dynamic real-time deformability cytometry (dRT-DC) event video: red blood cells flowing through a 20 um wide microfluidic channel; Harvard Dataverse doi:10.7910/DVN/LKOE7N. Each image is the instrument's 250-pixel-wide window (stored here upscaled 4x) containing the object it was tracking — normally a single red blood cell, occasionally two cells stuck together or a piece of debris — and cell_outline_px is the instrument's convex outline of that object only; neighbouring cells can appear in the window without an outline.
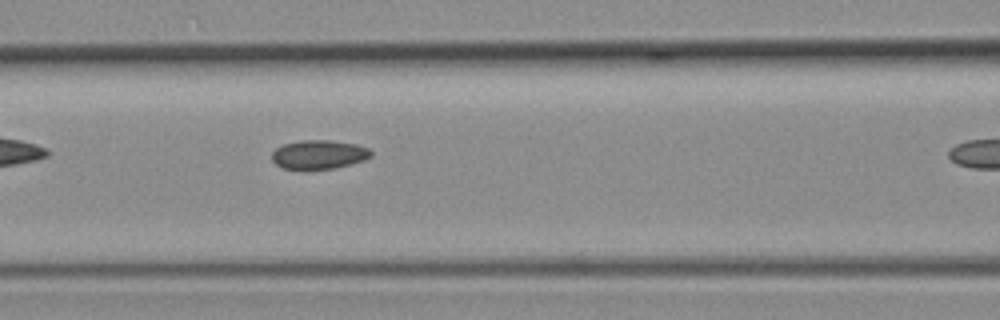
{"species": "common noctule bat (a hibernating species)", "species_latin": "Nyctalus noctula", "temperature_condition": "room temperature", "stored_images_in_passage": 10, "camera_frame_rate_fps": 3000, "um_per_image_px": 0.085, "animal": {"sex": "female", "body_mass_g": 19.3, "forearm_length_mm": 54.1}, "frame": {"image": 1, "passage_image": 6, "time_ms": 1.667, "image_size_px": [1000, 320], "cell_outline_px": [[372, 156], [364, 160], [352, 164], [336, 168], [300, 172], [284, 168], [276, 164], [272, 160], [272, 152], [276, 148], [284, 144], [300, 140], [328, 140], [356, 144], [368, 148], [372, 152]], "centroid_in_image_um": [27.08, 13.17], "position_along_channel_um": 139.5, "area_um2": 17.28}}
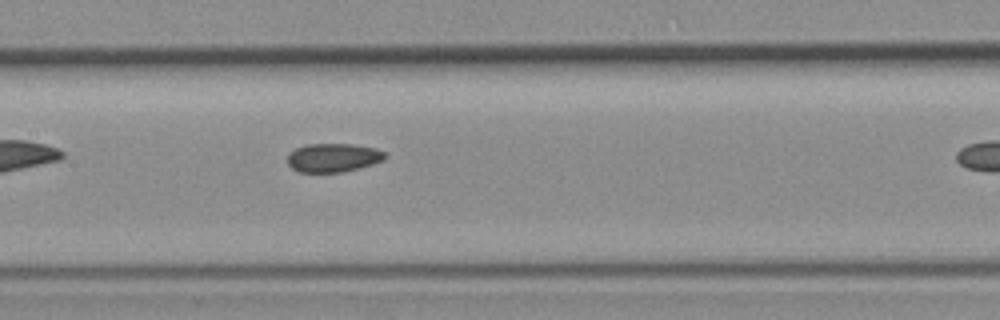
{"frame": {"image": 2, "passage_image": 9, "time_ms": 2.667, "image_size_px": [1000, 320], "cell_outline_px": [[388, 156], [384, 160], [372, 164], [340, 172], [300, 172], [292, 168], [288, 164], [288, 152], [296, 148], [308, 144], [352, 144], [376, 148], [384, 152]], "centroid_in_image_um": [28.32, 13.39], "position_along_channel_um": 179.1, "area_um2": 16.24}}